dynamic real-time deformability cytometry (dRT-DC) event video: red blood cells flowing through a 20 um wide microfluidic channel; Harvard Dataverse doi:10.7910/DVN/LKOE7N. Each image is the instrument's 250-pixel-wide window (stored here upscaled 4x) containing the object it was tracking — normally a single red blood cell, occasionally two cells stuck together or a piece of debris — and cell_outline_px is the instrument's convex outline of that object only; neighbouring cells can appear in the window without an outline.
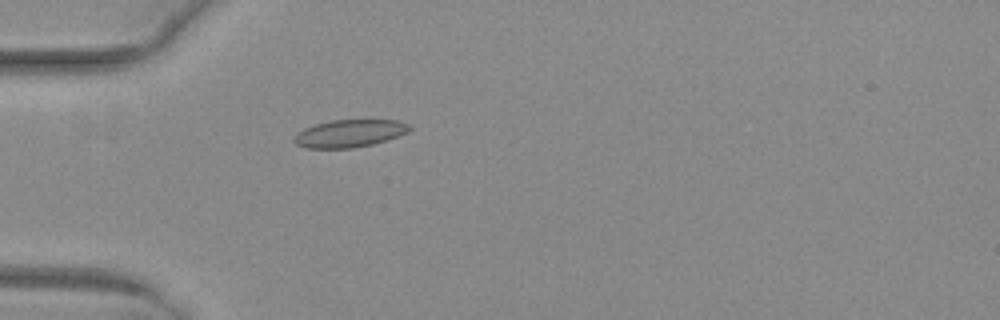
{"species": "common noctule bat (a hibernating species)", "species_latin": "Nyctalus noctula", "temperature_condition": "warm", "stored_images_in_passage": 34, "camera_frame_rate_fps": 3000, "um_per_image_px": 0.085, "animal": {"sex": "female", "body_mass_g": 29.2, "forearm_length_mm": 56.3}, "frame": {"image": 1, "passage_image": 1, "time_ms": 0.0, "image_size_px": [1000, 320], "cell_outline_px": [[412, 128], [408, 132], [388, 140], [372, 144], [352, 148], [304, 148], [296, 144], [292, 140], [296, 132], [304, 128], [316, 124], [332, 120], [372, 116], [400, 120], [412, 124]], "centroid_in_image_um": [29.8, 11.27], "position_along_channel_um": 55.2, "area_um2": 19.77}}
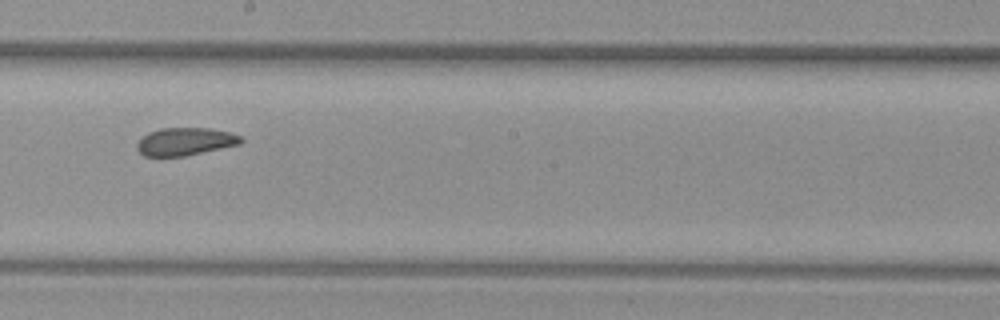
{"frame": {"image": 2, "passage_image": 15, "time_ms": 4.667, "image_size_px": [1000, 320], "cell_outline_px": [[244, 140], [240, 144], [184, 156], [144, 156], [136, 148], [136, 144], [148, 132], [160, 128], [208, 128], [228, 132], [240, 136]], "centroid_in_image_um": [15.72, 12.03], "position_along_channel_um": 232.5, "area_um2": 16.65}}
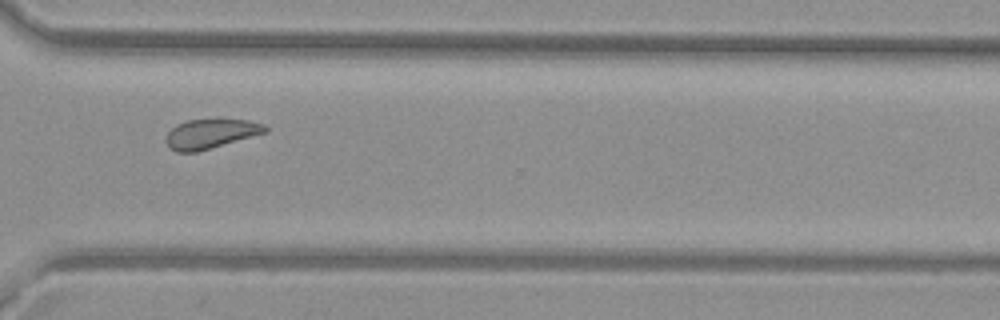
{"frame": {"image": 3, "passage_image": 24, "time_ms": 7.667, "image_size_px": [1000, 320], "cell_outline_px": [[268, 132], [196, 152], [176, 152], [168, 148], [164, 140], [168, 132], [176, 124], [188, 120], [248, 120], [264, 124], [268, 128]], "centroid_in_image_um": [17.87, 11.38], "position_along_channel_um": 352.7, "area_um2": 16.99}, "authors_computed_cell_mechanics": {"area_um2": 17.8024, "velocity_mm_per_s": 4.0009, "shape_relaxation_time_tau1_ms": null, "shape_relaxation_time_tau2_ms": 2.9641, "deformation_change_tau1": null, "deformation_change_tau2": 0.0714}}